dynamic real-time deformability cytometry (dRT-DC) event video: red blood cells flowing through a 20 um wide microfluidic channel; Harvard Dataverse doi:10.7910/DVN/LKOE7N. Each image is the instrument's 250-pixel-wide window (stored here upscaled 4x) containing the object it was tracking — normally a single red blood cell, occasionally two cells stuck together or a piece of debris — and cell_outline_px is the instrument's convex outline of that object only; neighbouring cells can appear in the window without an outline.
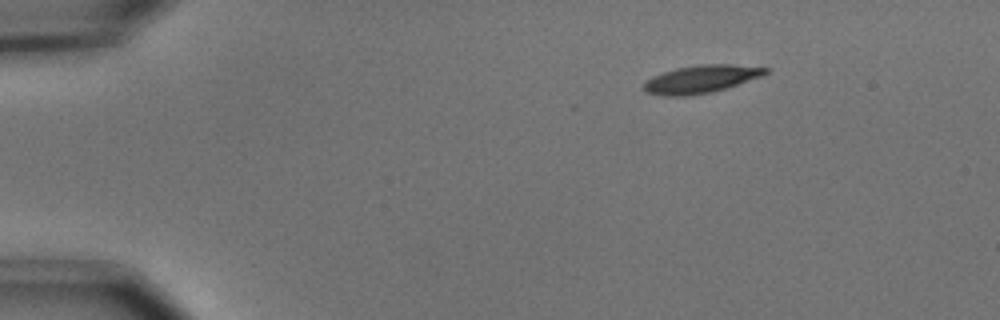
{"species": "common noctule bat (a hibernating species)", "species_latin": "Nyctalus noctula", "temperature_condition": "cold", "stored_images_in_passage": 16, "camera_frame_rate_fps": 3000, "um_per_image_px": 0.085, "animal": {"sex": "male", "body_mass_g": 15.6}, "frame": {"image": 1, "passage_image": 1, "time_ms": 0.0, "image_size_px": [1000, 320], "cell_outline_px": [[768, 72], [760, 76], [712, 92], [684, 96], [664, 96], [644, 92], [644, 80], [652, 76], [676, 68], [704, 64], [732, 64], [768, 68]], "centroid_in_image_um": [59.51, 6.72], "position_along_channel_um": 25.5, "area_um2": 19.42}}
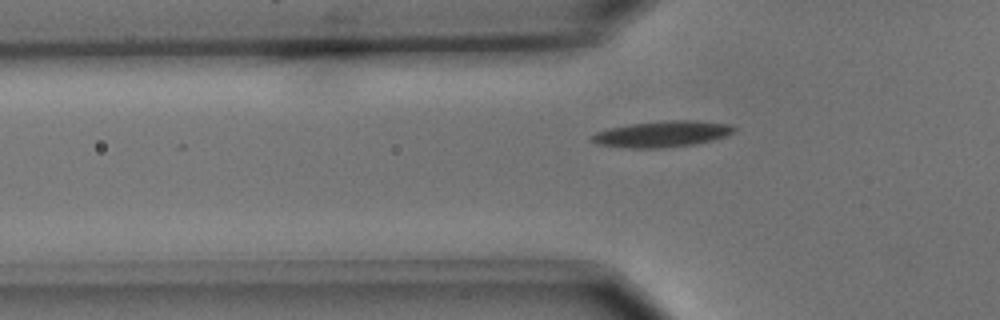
{"frame": {"image": 2, "passage_image": 11, "time_ms": 3.333, "image_size_px": [1000, 320], "cell_outline_px": [[736, 128], [732, 132], [724, 136], [712, 140], [696, 144], [660, 148], [628, 148], [596, 144], [592, 140], [592, 136], [596, 132], [608, 128], [628, 124], [668, 120], [696, 120], [728, 124]], "centroid_in_image_um": [56.25, 11.39], "position_along_channel_um": 69.5, "area_um2": 21.56}}
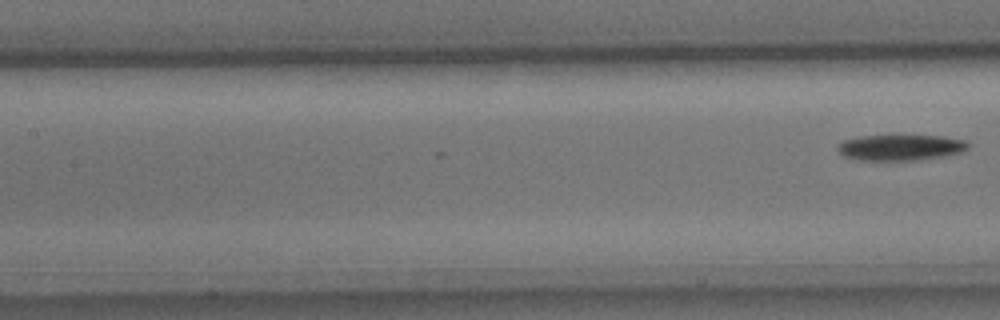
{"frame": {"image": 3, "passage_image": 16, "time_ms": 5.0, "image_size_px": [1000, 320], "cell_outline_px": [[968, 148], [964, 152], [944, 156], [912, 160], [860, 160], [844, 156], [836, 148], [844, 140], [860, 136], [944, 136], [964, 140], [968, 144]], "centroid_in_image_um": [76.57, 12.54], "position_along_channel_um": 130.8, "area_um2": 19.42}}